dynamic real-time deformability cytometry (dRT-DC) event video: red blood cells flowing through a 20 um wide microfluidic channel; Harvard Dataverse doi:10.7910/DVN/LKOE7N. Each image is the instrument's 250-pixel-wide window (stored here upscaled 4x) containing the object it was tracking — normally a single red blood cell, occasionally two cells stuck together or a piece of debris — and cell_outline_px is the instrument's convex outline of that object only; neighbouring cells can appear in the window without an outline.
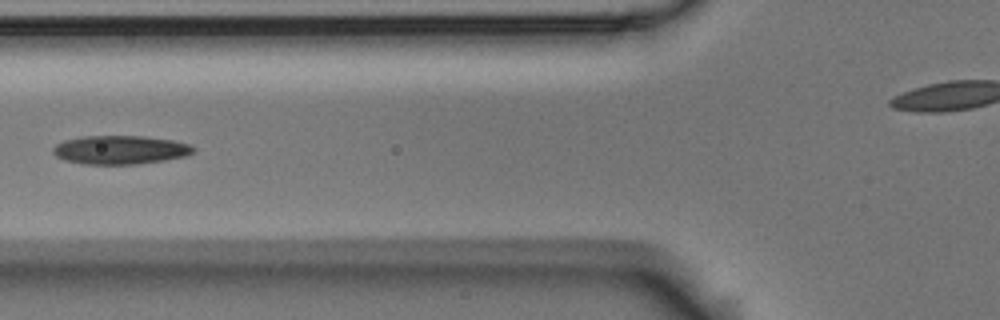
{"species": "Egyptian fruit bat (a non-hibernating species)", "species_latin": "Rousettus aegyptiacus", "temperature_condition": "room temperature", "stored_images_in_passage": 4, "camera_frame_rate_fps": 3000, "um_per_image_px": 0.085, "animal": {"sex": "male"}, "frame": {"image": 1, "passage_image": 4, "time_ms": 1.0, "image_size_px": [1000, 320], "cell_outline_px": [[196, 148], [188, 156], [164, 160], [136, 164], [84, 164], [64, 160], [56, 156], [52, 152], [52, 148], [56, 144], [64, 140], [84, 136], [144, 136], [172, 140], [188, 144]], "centroid_in_image_um": [10.2, 12.74], "position_along_channel_um": 115.6, "area_um2": 23.47}}